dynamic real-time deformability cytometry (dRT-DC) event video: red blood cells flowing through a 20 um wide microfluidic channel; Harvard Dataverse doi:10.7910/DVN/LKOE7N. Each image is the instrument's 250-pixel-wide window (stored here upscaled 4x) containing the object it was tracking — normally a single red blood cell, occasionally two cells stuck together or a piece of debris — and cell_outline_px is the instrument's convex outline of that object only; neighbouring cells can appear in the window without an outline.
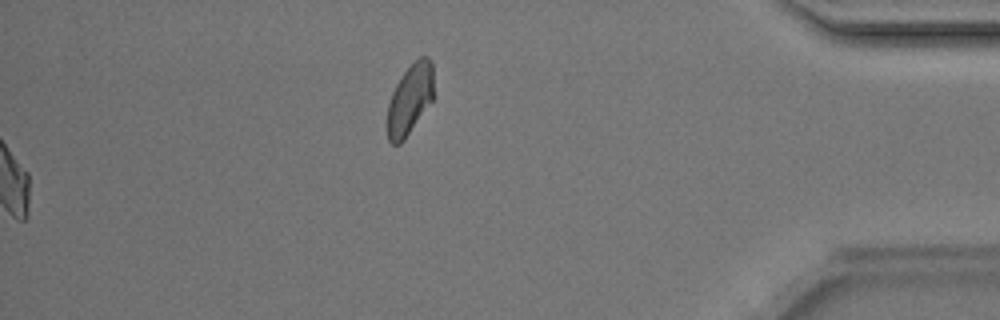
{"species": "Egyptian fruit bat (a non-hibernating species)", "species_latin": "Rousettus aegyptiacus", "temperature_condition": "room temperature", "stored_images_in_passage": 48, "camera_frame_rate_fps": 3000, "um_per_image_px": 0.085, "animal": {"sex": "male"}, "frame": {"image": 1, "passage_image": 48, "time_ms": 15.667, "image_size_px": [1000, 320], "cell_outline_px": [[432, 100], [404, 140], [400, 144], [392, 144], [388, 140], [388, 104], [392, 92], [396, 84], [404, 72], [420, 56], [428, 56], [432, 60]], "centroid_in_image_um": [34.83, 8.44], "position_along_channel_um": 400.4, "area_um2": 18.61}}